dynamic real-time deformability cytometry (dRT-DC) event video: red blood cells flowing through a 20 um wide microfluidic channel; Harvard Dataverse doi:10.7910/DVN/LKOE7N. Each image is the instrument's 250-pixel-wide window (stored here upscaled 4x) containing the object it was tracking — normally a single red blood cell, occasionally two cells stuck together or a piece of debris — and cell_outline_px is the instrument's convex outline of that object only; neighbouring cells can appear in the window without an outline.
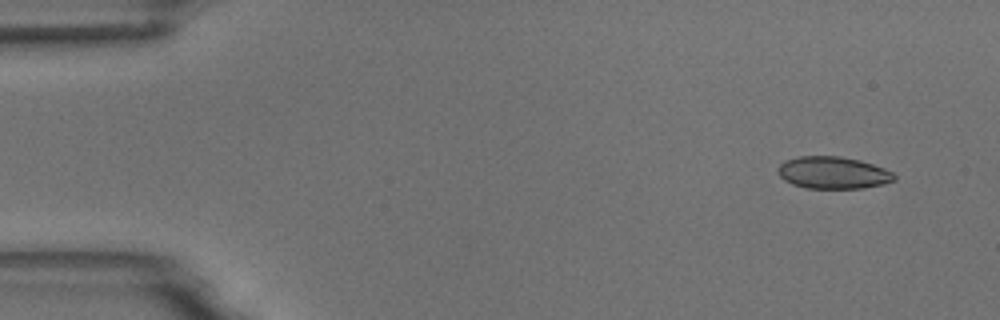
{"species": "common noctule bat (a hibernating species)", "species_latin": "Nyctalus noctula", "temperature_condition": "room temperature", "stored_images_in_passage": 9, "camera_frame_rate_fps": 3000, "um_per_image_px": 0.085, "animal": {"sex": "male", "body_mass_g": 18.8}, "frame": {"image": 1, "passage_image": 1, "time_ms": 0.0, "image_size_px": [1000, 320], "cell_outline_px": [[896, 180], [884, 184], [864, 188], [804, 188], [792, 184], [784, 180], [776, 172], [780, 164], [784, 160], [800, 156], [840, 156], [860, 160], [884, 168], [892, 172], [896, 176]], "centroid_in_image_um": [70.8, 14.68], "position_along_channel_um": 14.2, "area_um2": 21.96}}
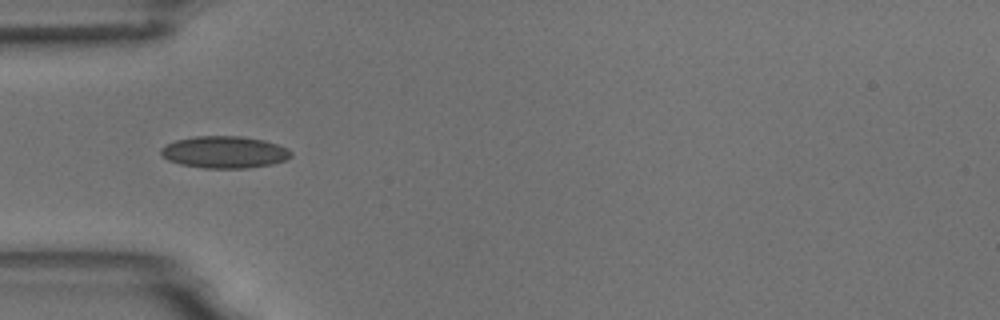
{"frame": {"image": 2, "passage_image": 4, "time_ms": 4.333, "image_size_px": [1000, 320], "cell_outline_px": [[292, 156], [284, 160], [272, 164], [248, 168], [204, 168], [180, 164], [168, 160], [160, 156], [160, 148], [176, 140], [196, 136], [240, 136], [264, 140], [288, 148], [292, 152]], "centroid_in_image_um": [19.07, 12.93], "position_along_channel_um": 65.9, "area_um2": 24.28}}
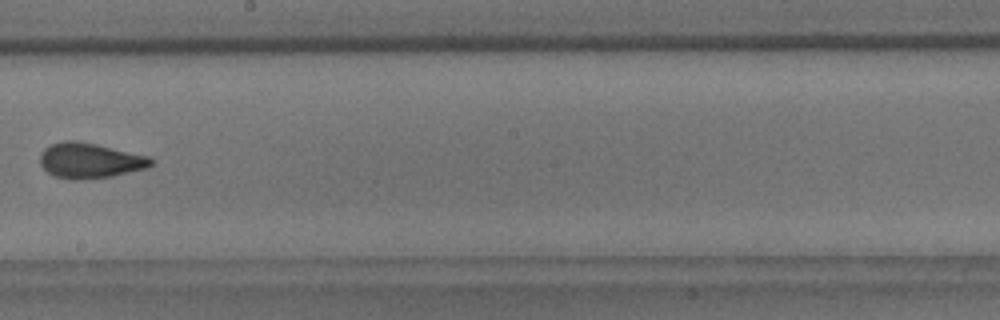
{"frame": {"image": 3, "passage_image": 8, "time_ms": 9.0, "image_size_px": [1000, 320], "cell_outline_px": [[152, 164], [148, 168], [112, 176], [76, 180], [72, 180], [56, 176], [48, 172], [40, 164], [40, 152], [44, 148], [52, 144], [64, 140], [76, 140], [96, 144], [148, 156], [152, 160]], "centroid_in_image_um": [7.62, 13.64], "position_along_channel_um": 240.6, "area_um2": 22.72}}